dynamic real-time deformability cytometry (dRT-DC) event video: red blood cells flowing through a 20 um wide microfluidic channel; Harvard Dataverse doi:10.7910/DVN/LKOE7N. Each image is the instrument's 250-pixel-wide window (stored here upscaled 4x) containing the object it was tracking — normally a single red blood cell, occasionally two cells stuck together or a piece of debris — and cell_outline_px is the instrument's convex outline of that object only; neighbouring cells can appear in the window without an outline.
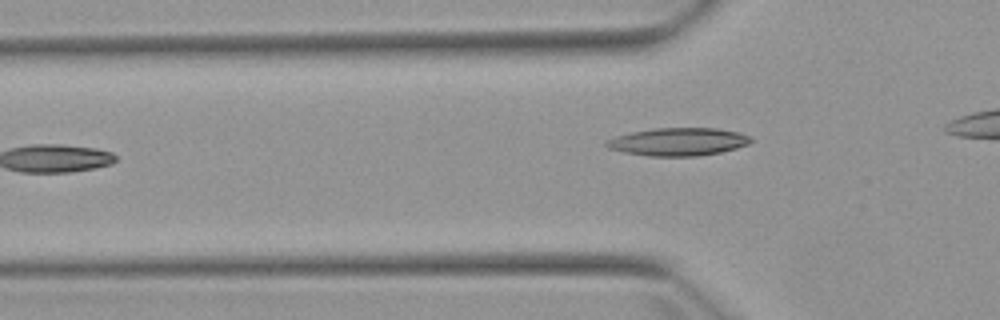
{"species": "Egyptian fruit bat (a non-hibernating species)", "species_latin": "Rousettus aegyptiacus", "temperature_condition": "warm", "stored_images_in_passage": 5, "camera_frame_rate_fps": 3000, "um_per_image_px": 0.085, "animal": {"sex": "female"}, "frame": {"image": 1, "passage_image": 5, "time_ms": 5.667, "image_size_px": [1000, 320], "cell_outline_px": [[752, 140], [748, 144], [736, 148], [720, 152], [696, 156], [648, 156], [624, 152], [608, 148], [604, 144], [604, 140], [616, 136], [632, 132], [656, 128], [716, 128], [736, 132], [752, 136]], "centroid_in_image_um": [57.62, 12.05], "position_along_channel_um": 68.2, "area_um2": 23.41}}